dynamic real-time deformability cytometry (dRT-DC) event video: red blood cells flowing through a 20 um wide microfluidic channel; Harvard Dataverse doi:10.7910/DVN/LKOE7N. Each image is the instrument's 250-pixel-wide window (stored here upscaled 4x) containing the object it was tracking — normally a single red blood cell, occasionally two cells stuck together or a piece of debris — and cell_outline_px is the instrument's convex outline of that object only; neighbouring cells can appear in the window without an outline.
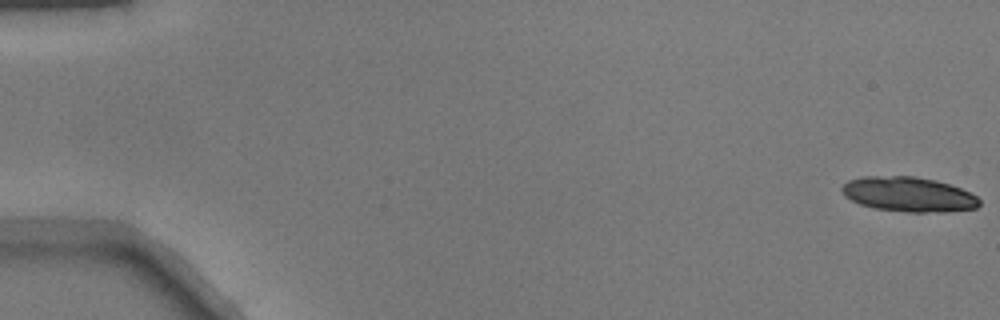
{"species": "common noctule bat (a hibernating species)", "species_latin": "Nyctalus noctula", "temperature_condition": "warm", "stored_images_in_passage": 13, "camera_frame_rate_fps": 3000, "um_per_image_px": 0.085, "animal": {"sex": "male", "body_mass_g": 17.9}, "frame": {"image": 1, "passage_image": 1, "time_ms": 0.0, "image_size_px": [1000, 320], "cell_outline_px": [[980, 204], [976, 208], [944, 212], [908, 212], [872, 208], [860, 204], [844, 196], [840, 188], [848, 180], [864, 176], [916, 176], [936, 180], [960, 188], [976, 196], [980, 200]], "centroid_in_image_um": [77.2, 16.52], "position_along_channel_um": 7.8, "area_um2": 27.92}}